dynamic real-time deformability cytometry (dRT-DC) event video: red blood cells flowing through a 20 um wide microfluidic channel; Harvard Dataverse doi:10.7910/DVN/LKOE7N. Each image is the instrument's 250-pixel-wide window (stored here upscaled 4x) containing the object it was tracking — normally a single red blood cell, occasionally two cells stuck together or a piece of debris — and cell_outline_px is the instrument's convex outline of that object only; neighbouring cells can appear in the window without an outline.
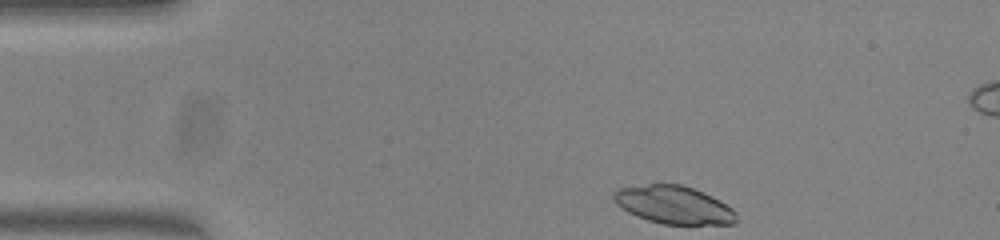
{"species": "common noctule bat (a hibernating species)", "species_latin": "Nyctalus noctula", "temperature_condition": "warm", "stored_images_in_passage": 37, "camera_frame_rate_fps": 3000, "um_per_image_px": 0.085, "animal": {"sex": "female", "body_mass_g": 23.0, "forearm_length_mm": 53.4}, "frame": {"image": 1, "passage_image": 1, "time_ms": 0.0, "image_size_px": [1000, 240], "cell_outline_px": [[736, 224], [664, 224], [648, 220], [636, 216], [628, 212], [616, 204], [612, 196], [612, 192], [620, 188], [648, 184], [680, 184], [692, 188], [712, 196], [720, 200], [732, 208], [736, 212]], "centroid_in_image_um": [57.27, 17.42], "position_along_channel_um": 27.7, "area_um2": 27.05}}
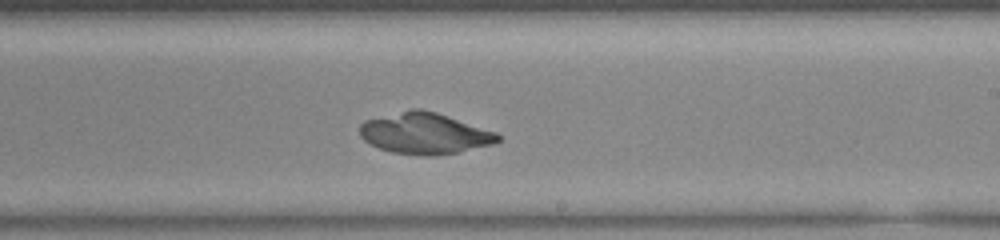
{"frame": {"image": 2, "passage_image": 24, "time_ms": 7.667, "image_size_px": [1000, 240], "cell_outline_px": [[500, 140], [496, 144], [460, 152], [432, 156], [420, 156], [392, 152], [368, 144], [360, 136], [360, 124], [364, 120], [412, 108], [420, 108], [436, 112], [496, 132], [500, 136]], "centroid_in_image_um": [36.1, 11.35], "position_along_channel_um": 252.9, "area_um2": 33.41}}
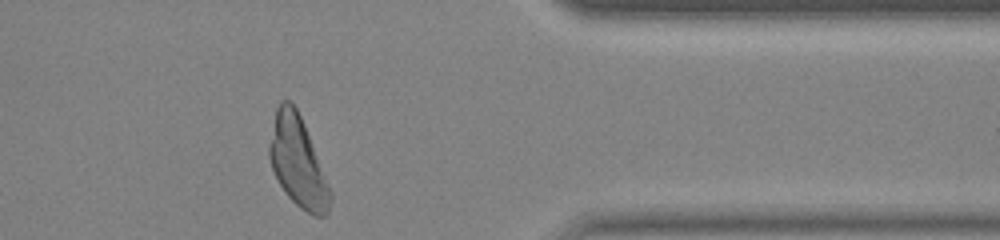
{"frame": {"image": 3, "passage_image": 36, "time_ms": 11.667, "image_size_px": [1000, 240], "cell_outline_px": [[332, 200], [328, 212], [324, 216], [312, 216], [300, 208], [288, 196], [280, 184], [272, 168], [268, 156], [268, 148], [276, 108], [280, 100], [288, 100], [296, 108], [304, 124], [332, 192]], "centroid_in_image_um": [25.32, 13.78], "position_along_channel_um": 386.1, "area_um2": 31.73}}